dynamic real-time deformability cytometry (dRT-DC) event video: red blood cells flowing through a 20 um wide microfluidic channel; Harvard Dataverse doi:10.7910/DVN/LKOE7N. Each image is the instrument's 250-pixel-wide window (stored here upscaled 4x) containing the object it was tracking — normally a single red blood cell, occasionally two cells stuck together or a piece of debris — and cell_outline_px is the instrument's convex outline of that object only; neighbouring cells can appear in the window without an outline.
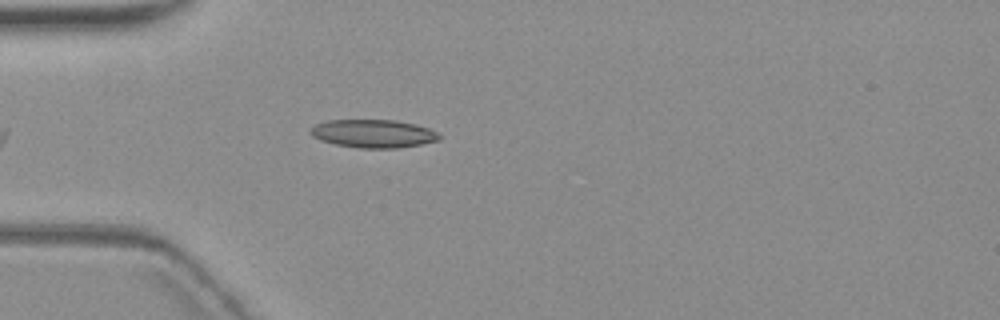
{"species": "common noctule bat (a hibernating species)", "species_latin": "Nyctalus noctula", "temperature_condition": "warm", "stored_images_in_passage": 5, "camera_frame_rate_fps": 3000, "um_per_image_px": 0.085, "animal": {"sex": "female", "body_mass_g": 19.3, "forearm_length_mm": 54.1}, "frame": {"image": 1, "passage_image": 5, "time_ms": 6.0, "image_size_px": [1000, 320], "cell_outline_px": [[440, 140], [400, 148], [360, 148], [336, 144], [320, 140], [312, 136], [308, 132], [316, 124], [328, 120], [396, 120], [416, 124], [428, 128], [436, 132], [440, 136]], "centroid_in_image_um": [31.73, 11.35], "position_along_channel_um": 53.3, "area_um2": 21.1}}